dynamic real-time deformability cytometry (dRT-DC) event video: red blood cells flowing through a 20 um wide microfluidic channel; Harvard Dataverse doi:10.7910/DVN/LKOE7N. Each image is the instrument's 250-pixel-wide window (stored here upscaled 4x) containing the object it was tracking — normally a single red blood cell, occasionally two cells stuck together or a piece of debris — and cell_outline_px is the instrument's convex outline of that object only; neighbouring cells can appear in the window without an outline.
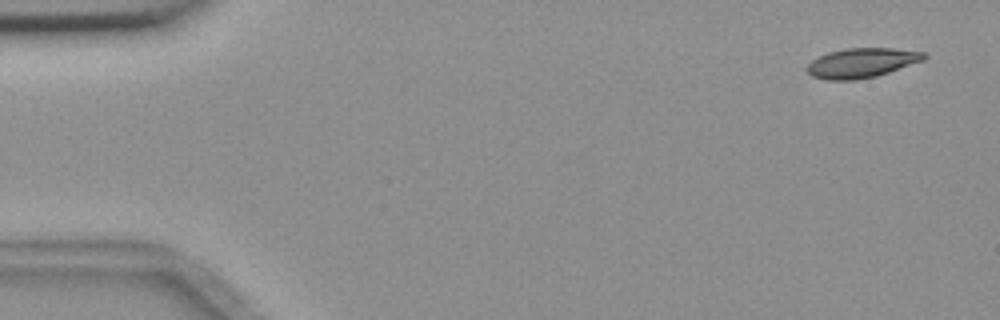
{"species": "common noctule bat (a hibernating species)", "species_latin": "Nyctalus noctula", "temperature_condition": "room temperature", "stored_images_in_passage": 9, "camera_frame_rate_fps": 3000, "um_per_image_px": 0.085, "animal": {"sex": "female", "body_mass_g": 18.4}, "frame": {"image": 1, "passage_image": 1, "time_ms": 0.0, "image_size_px": [1000, 320], "cell_outline_px": [[928, 56], [924, 60], [876, 76], [856, 80], [824, 80], [812, 76], [804, 68], [812, 60], [828, 52], [848, 48], [892, 48], [924, 52]], "centroid_in_image_um": [73.22, 5.35], "position_along_channel_um": 11.8, "area_um2": 20.17}}
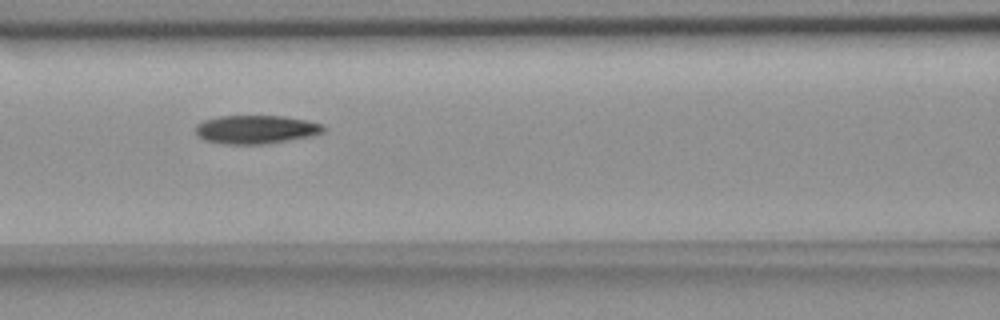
{"frame": {"image": 2, "passage_image": 7, "time_ms": 7.0, "image_size_px": [1000, 320], "cell_outline_px": [[328, 128], [324, 132], [312, 136], [264, 144], [228, 144], [204, 140], [196, 136], [196, 124], [204, 120], [220, 116], [284, 116], [308, 120], [324, 124]], "centroid_in_image_um": [21.8, 11.0], "position_along_channel_um": 144.8, "area_um2": 21.44}}
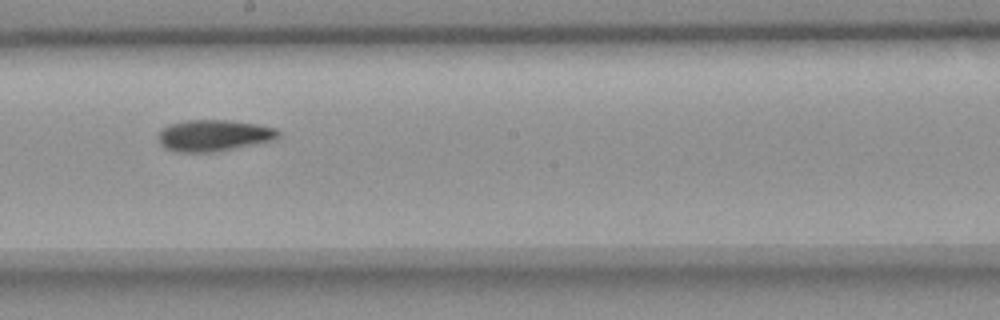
{"frame": {"image": 3, "passage_image": 9, "time_ms": 9.333, "image_size_px": [1000, 320], "cell_outline_px": [[280, 136], [276, 140], [216, 152], [180, 152], [164, 148], [156, 140], [156, 136], [168, 124], [184, 120], [224, 120], [256, 124], [276, 128], [280, 132]], "centroid_in_image_um": [18.16, 11.52], "position_along_channel_um": 230.0, "area_um2": 22.25}}